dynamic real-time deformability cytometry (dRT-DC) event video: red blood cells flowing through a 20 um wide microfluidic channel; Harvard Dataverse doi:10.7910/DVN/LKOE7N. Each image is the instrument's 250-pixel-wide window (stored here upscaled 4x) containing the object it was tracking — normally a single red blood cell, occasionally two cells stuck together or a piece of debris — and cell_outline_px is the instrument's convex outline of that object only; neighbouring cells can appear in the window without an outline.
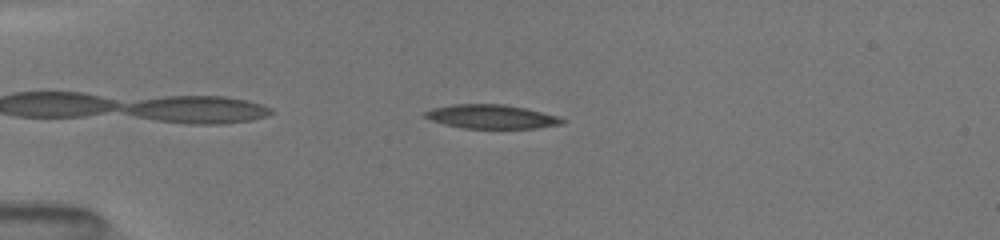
{"species": "common noctule bat (a hibernating species)", "species_latin": "Nyctalus noctula", "temperature_condition": "room temperature", "stored_images_in_passage": 30, "camera_frame_rate_fps": 3000, "um_per_image_px": 0.085, "animal": {"sex": "female", "body_mass_g": 19.5, "forearm_length_mm": 54.1}, "frame": {"image": 1, "passage_image": 2, "time_ms": 0.333, "image_size_px": [1000, 240], "cell_outline_px": [[568, 120], [564, 124], [536, 128], [464, 128], [444, 124], [432, 120], [424, 116], [424, 112], [432, 108], [452, 104], [504, 104], [524, 108], [556, 116]], "centroid_in_image_um": [41.78, 9.91], "position_along_channel_um": 43.2, "area_um2": 19.02}}
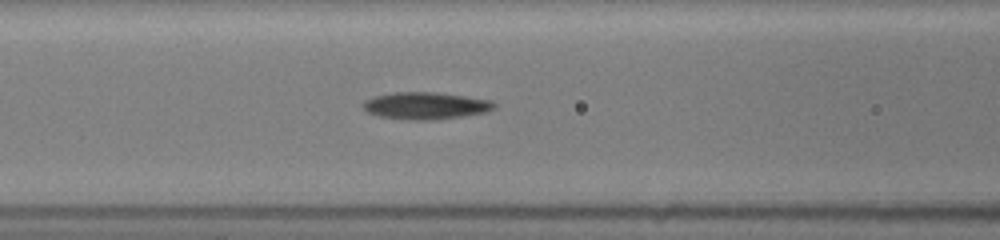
{"frame": {"image": 2, "passage_image": 12, "time_ms": 3.333, "image_size_px": [1000, 240], "cell_outline_px": [[496, 108], [488, 112], [464, 116], [436, 120], [408, 120], [380, 116], [368, 112], [360, 104], [364, 100], [376, 96], [392, 92], [436, 92], [492, 100], [496, 104]], "centroid_in_image_um": [36.21, 8.99], "position_along_channel_um": 130.4, "area_um2": 20.92}}
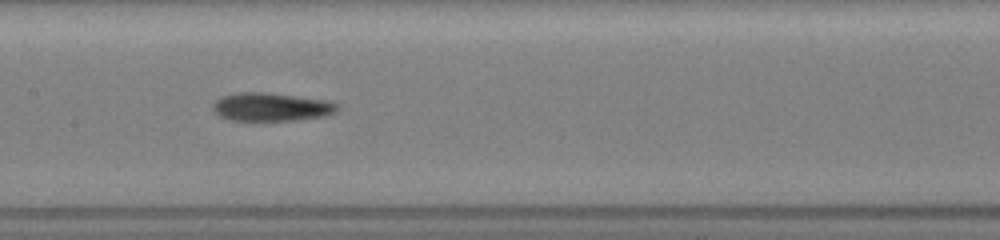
{"frame": {"image": 3, "passage_image": 16, "time_ms": 4.667, "image_size_px": [1000, 240], "cell_outline_px": [[340, 108], [336, 112], [324, 116], [296, 120], [232, 120], [220, 116], [212, 108], [212, 104], [220, 96], [236, 92], [268, 92], [332, 100], [340, 104]], "centroid_in_image_um": [23.12, 9.06], "position_along_channel_um": 184.3, "area_um2": 20.92}}